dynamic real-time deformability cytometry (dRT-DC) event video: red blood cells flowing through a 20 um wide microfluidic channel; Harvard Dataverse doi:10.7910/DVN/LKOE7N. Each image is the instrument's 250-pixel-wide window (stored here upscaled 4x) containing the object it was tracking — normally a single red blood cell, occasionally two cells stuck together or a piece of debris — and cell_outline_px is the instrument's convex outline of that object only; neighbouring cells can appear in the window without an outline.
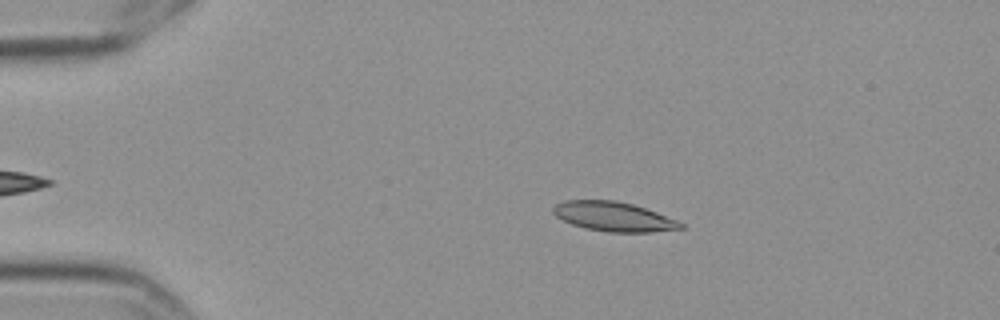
{"species": "Egyptian fruit bat (a non-hibernating species)", "species_latin": "Rousettus aegyptiacus", "temperature_condition": "cold", "stored_images_in_passage": 6, "camera_frame_rate_fps": 3000, "um_per_image_px": 0.085, "frame": {"image": 1, "passage_image": 3, "time_ms": 0.667, "image_size_px": [1000, 320], "cell_outline_px": [[684, 228], [652, 232], [608, 232], [584, 228], [572, 224], [556, 216], [552, 212], [552, 208], [556, 204], [564, 200], [616, 200], [632, 204], [656, 212], [676, 220], [684, 224]], "centroid_in_image_um": [52.14, 18.41], "position_along_channel_um": 32.9, "area_um2": 21.79}}
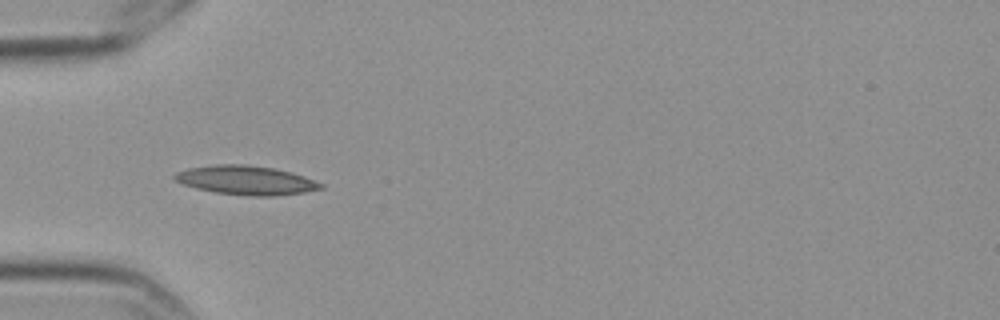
{"frame": {"image": 2, "passage_image": 5, "time_ms": 1.333, "image_size_px": [1000, 320], "cell_outline_px": [[324, 188], [304, 192], [272, 196], [252, 196], [216, 192], [196, 188], [184, 184], [176, 180], [172, 176], [176, 172], [188, 168], [216, 164], [248, 164], [272, 168], [292, 172], [304, 176], [324, 184]], "centroid_in_image_um": [20.93, 15.31], "position_along_channel_um": 64.1, "area_um2": 24.62}}
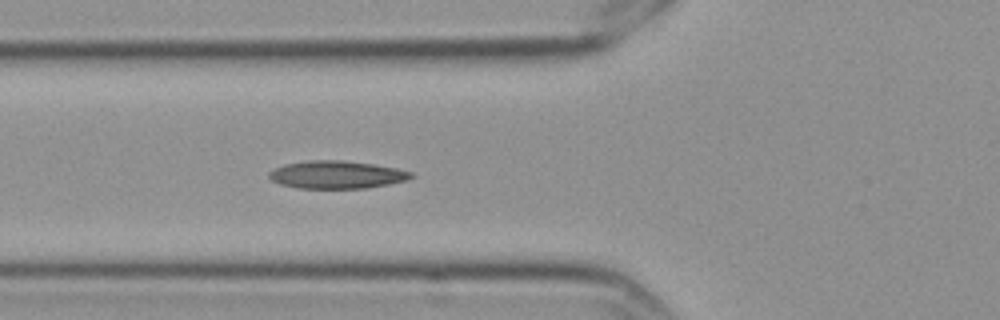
{"frame": {"image": 3, "passage_image": 6, "time_ms": 1.667, "image_size_px": [1000, 320], "cell_outline_px": [[416, 176], [408, 180], [388, 184], [364, 188], [296, 188], [280, 184], [272, 180], [268, 176], [268, 172], [284, 164], [308, 160], [340, 160], [372, 164], [396, 168], [412, 172]], "centroid_in_image_um": [28.62, 14.85], "position_along_channel_um": 97.2, "area_um2": 22.95}}